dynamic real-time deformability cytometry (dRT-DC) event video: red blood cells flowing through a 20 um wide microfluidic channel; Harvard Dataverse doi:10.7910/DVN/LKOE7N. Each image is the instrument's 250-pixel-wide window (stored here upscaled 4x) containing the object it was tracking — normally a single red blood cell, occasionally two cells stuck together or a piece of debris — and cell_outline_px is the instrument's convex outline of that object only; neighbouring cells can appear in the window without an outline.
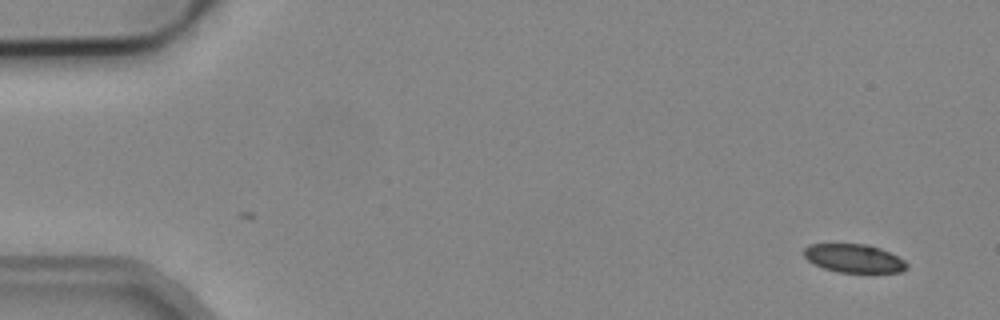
{"species": "common noctule bat (a hibernating species)", "species_latin": "Nyctalus noctula", "temperature_condition": "cold", "stored_images_in_passage": 2, "camera_frame_rate_fps": 3000, "um_per_image_px": 0.085, "animal": {"sex": "male", "body_mass_g": 19.2, "forearm_length_mm": 51.8}, "frame": {"image": 1, "passage_image": 2, "time_ms": 0.333, "image_size_px": [1000, 320], "cell_outline_px": [[908, 268], [900, 272], [840, 272], [824, 268], [812, 264], [804, 256], [804, 248], [812, 244], [868, 244], [880, 248], [904, 260], [908, 264]], "centroid_in_image_um": [72.58, 21.96], "position_along_channel_um": 12.4, "area_um2": 16.94}}